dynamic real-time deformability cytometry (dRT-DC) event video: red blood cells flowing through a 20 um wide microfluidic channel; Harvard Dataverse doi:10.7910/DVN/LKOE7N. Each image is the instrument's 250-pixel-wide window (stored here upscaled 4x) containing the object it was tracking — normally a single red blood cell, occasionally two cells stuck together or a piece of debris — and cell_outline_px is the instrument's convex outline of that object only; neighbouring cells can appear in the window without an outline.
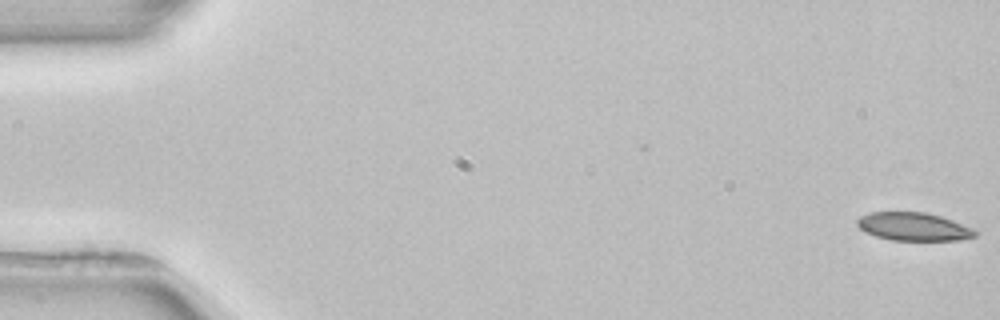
{"species": "common noctule bat (a hibernating species)", "species_latin": "Nyctalus noctula", "temperature_condition": "room temperature", "stored_images_in_passage": 5, "camera_frame_rate_fps": 3000, "um_per_image_px": 0.085, "animal": {"sex": "female", "body_mass_g": 22.7, "forearm_length_mm": 54.2}, "frame": {"image": 1, "passage_image": 1, "time_ms": 0.0, "image_size_px": [1000, 320], "cell_outline_px": [[976, 236], [960, 240], [892, 240], [876, 236], [864, 232], [856, 224], [856, 220], [860, 216], [872, 212], [928, 212], [952, 220], [972, 228], [976, 232]], "centroid_in_image_um": [77.62, 19.26], "position_along_channel_um": 7.4, "area_um2": 19.31}}
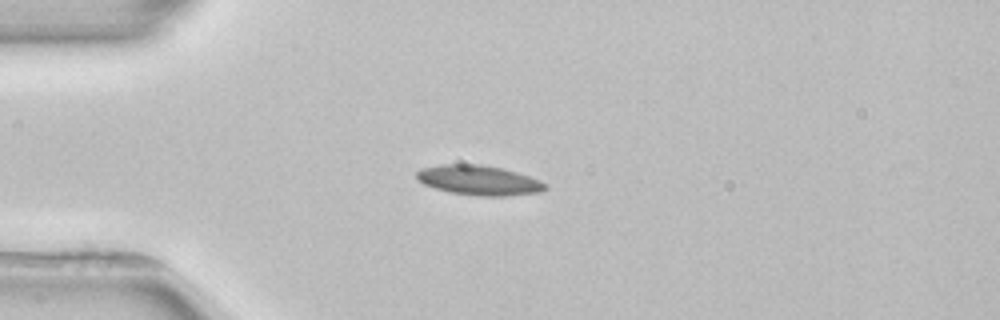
{"frame": {"image": 2, "passage_image": 4, "time_ms": 4.333, "image_size_px": [1000, 320], "cell_outline_px": [[548, 188], [540, 192], [504, 196], [476, 196], [452, 192], [436, 188], [424, 184], [416, 180], [416, 172], [420, 168], [440, 164], [480, 164], [500, 168], [516, 172], [540, 180], [548, 184]], "centroid_in_image_um": [40.69, 15.32], "position_along_channel_um": 44.3, "area_um2": 22.37}}
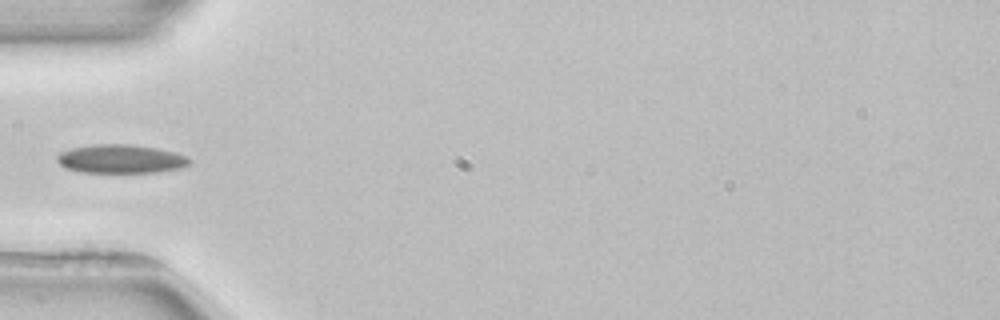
{"frame": {"image": 3, "passage_image": 5, "time_ms": 5.667, "image_size_px": [1000, 320], "cell_outline_px": [[192, 160], [188, 164], [180, 168], [156, 172], [84, 172], [64, 168], [56, 160], [56, 156], [60, 152], [72, 148], [96, 144], [128, 144], [156, 148], [188, 156]], "centroid_in_image_um": [10.25, 13.51], "position_along_channel_um": 74.8, "area_um2": 21.96}}